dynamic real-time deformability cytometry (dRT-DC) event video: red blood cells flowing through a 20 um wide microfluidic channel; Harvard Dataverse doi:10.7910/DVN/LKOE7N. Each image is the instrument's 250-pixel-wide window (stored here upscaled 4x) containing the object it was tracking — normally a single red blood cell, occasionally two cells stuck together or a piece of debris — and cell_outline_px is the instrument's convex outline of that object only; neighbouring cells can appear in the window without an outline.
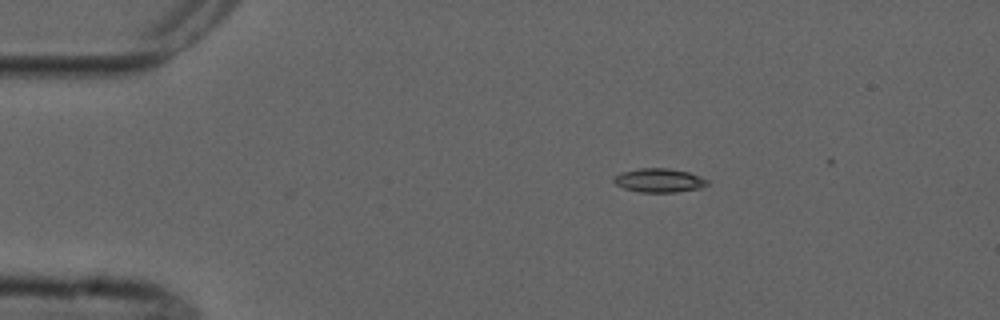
{"species": "common noctule bat (a hibernating species)", "species_latin": "Nyctalus noctula", "temperature_condition": "cold", "stored_images_in_passage": 4, "camera_frame_rate_fps": 3000, "um_per_image_px": 0.085, "animal": {"sex": "male", "forearm_length_mm": 52.5}, "frame": {"image": 1, "passage_image": 1, "time_ms": 0.0, "image_size_px": [1000, 320], "cell_outline_px": [[708, 184], [700, 188], [676, 192], [640, 192], [624, 188], [616, 184], [612, 180], [620, 172], [640, 168], [668, 168], [688, 172], [700, 176], [708, 180]], "centroid_in_image_um": [56.02, 15.33], "position_along_channel_um": 29.0, "area_um2": 12.95}}
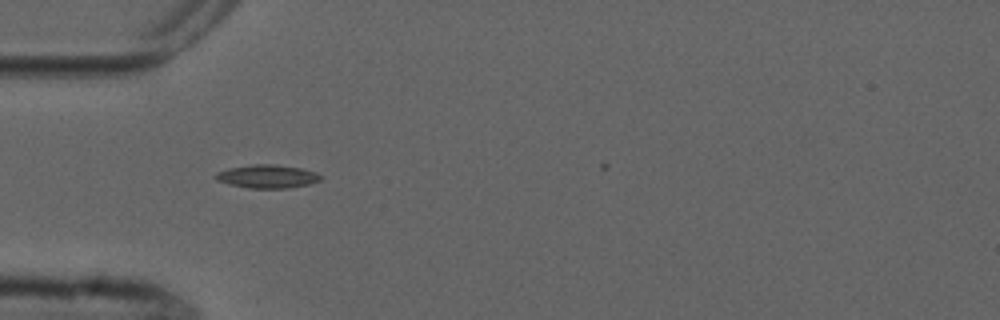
{"frame": {"image": 2, "passage_image": 3, "time_ms": 2.333, "image_size_px": [1000, 320], "cell_outline_px": [[324, 176], [320, 180], [308, 184], [288, 188], [248, 188], [228, 184], [216, 180], [212, 176], [216, 172], [228, 168], [252, 164], [276, 164], [300, 168], [316, 172]], "centroid_in_image_um": [22.69, 14.99], "position_along_channel_um": 62.3, "area_um2": 14.45}}